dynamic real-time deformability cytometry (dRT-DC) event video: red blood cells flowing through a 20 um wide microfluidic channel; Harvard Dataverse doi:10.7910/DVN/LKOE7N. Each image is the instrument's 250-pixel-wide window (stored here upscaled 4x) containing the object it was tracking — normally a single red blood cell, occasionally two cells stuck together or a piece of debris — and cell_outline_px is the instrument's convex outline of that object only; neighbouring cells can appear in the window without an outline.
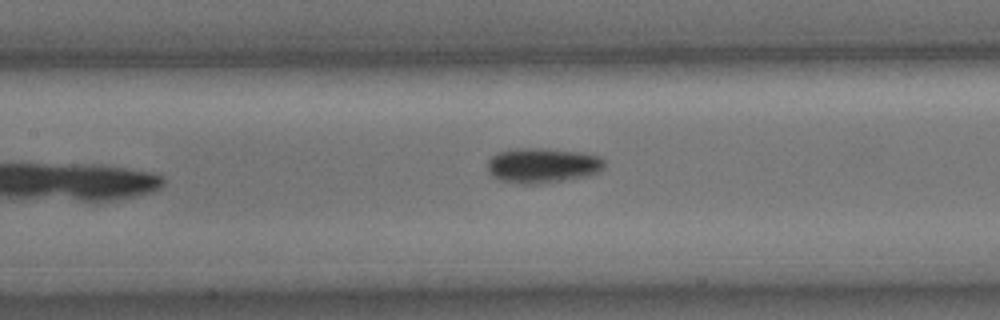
{"species": "common noctule bat (a hibernating species)", "species_latin": "Nyctalus noctula", "temperature_condition": "cold", "stored_images_in_passage": 9, "camera_frame_rate_fps": 3000, "um_per_image_px": 0.085, "animal": {"sex": "male", "body_mass_g": 15.6}, "frame": {"image": 1, "passage_image": 8, "time_ms": 2.333, "image_size_px": [1000, 320], "cell_outline_px": [[604, 168], [596, 172], [584, 176], [564, 180], [536, 184], [524, 184], [500, 180], [492, 176], [488, 172], [488, 160], [496, 152], [512, 148], [540, 148], [580, 152], [600, 156], [604, 160]], "centroid_in_image_um": [46.07, 14.05], "position_along_channel_um": 161.3, "area_um2": 23.81}}
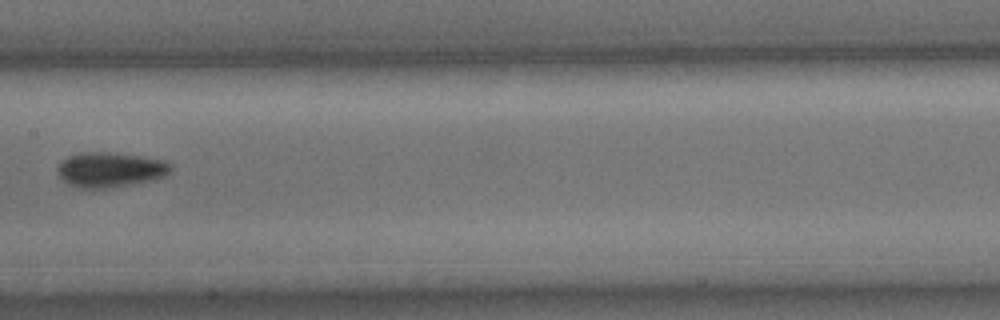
{"frame": {"image": 2, "passage_image": 9, "time_ms": 2.667, "image_size_px": [1000, 320], "cell_outline_px": [[172, 168], [164, 176], [104, 188], [76, 188], [64, 180], [60, 176], [56, 168], [60, 160], [68, 156], [80, 152], [108, 152], [164, 160], [172, 164]], "centroid_in_image_um": [9.28, 14.39], "position_along_channel_um": 198.1, "area_um2": 22.48}}